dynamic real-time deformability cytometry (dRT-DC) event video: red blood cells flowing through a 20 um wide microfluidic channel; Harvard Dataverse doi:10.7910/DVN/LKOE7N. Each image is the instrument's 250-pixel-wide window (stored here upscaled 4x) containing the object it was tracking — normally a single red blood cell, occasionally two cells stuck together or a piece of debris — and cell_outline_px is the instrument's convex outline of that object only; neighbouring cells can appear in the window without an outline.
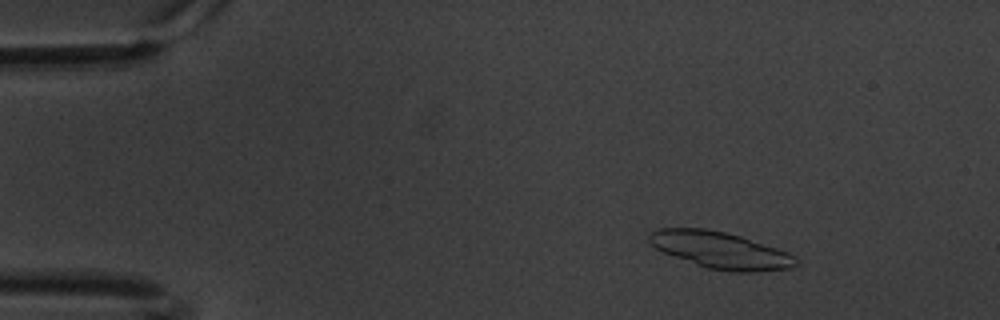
{"species": "common noctule bat (a hibernating species)", "species_latin": "Nyctalus noctula", "temperature_condition": "warm", "stored_images_in_passage": 61, "segment_of_instrument_passage": [1, 2], "camera_frame_rate_fps": 3000, "um_per_image_px": 0.085, "animal": {"sex": "male", "body_mass_g": 20.1, "forearm_length_mm": 53.5}, "frame": {"image": 1, "passage_image": 8, "time_ms": 2.333, "image_size_px": [1000, 320], "cell_outline_px": [[796, 264], [792, 268], [756, 272], [732, 272], [708, 268], [696, 264], [664, 252], [656, 248], [648, 240], [648, 232], [656, 228], [708, 228], [740, 236], [788, 252], [796, 256]], "centroid_in_image_um": [61.23, 21.26], "position_along_channel_um": 23.8, "area_um2": 31.27}}